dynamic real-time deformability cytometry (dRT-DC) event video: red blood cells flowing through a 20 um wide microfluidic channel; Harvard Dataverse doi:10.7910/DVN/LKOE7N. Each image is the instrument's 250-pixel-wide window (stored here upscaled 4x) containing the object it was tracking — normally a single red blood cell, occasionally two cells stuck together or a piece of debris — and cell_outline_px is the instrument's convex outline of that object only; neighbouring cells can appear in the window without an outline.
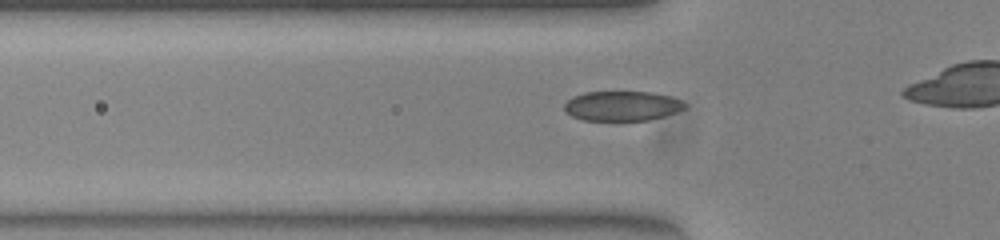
{"species": "common noctule bat (a hibernating species)", "species_latin": "Nyctalus noctula", "temperature_condition": "warm", "stored_images_in_passage": 28, "camera_frame_rate_fps": 3000, "um_per_image_px": 0.085, "animal": {"sex": "female", "body_mass_g": 23.0, "forearm_length_mm": 53.4}, "frame": {"image": 1, "passage_image": 4, "time_ms": 1.0, "image_size_px": [1000, 240], "cell_outline_px": [[688, 104], [684, 108], [676, 112], [664, 116], [648, 120], [584, 120], [572, 116], [564, 112], [564, 104], [572, 96], [584, 92], [652, 92], [668, 96], [680, 100]], "centroid_in_image_um": [52.85, 9.0], "position_along_channel_um": 73.0, "area_um2": 20.87}}
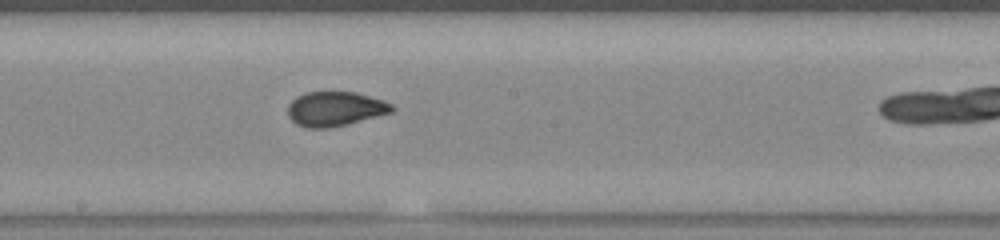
{"frame": {"image": 2, "passage_image": 15, "time_ms": 4.667, "image_size_px": [1000, 240], "cell_outline_px": [[396, 108], [392, 112], [328, 128], [308, 128], [296, 124], [288, 116], [288, 104], [296, 96], [304, 92], [356, 92], [384, 100], [392, 104]], "centroid_in_image_um": [28.47, 9.24], "position_along_channel_um": 219.7, "area_um2": 20.87}}
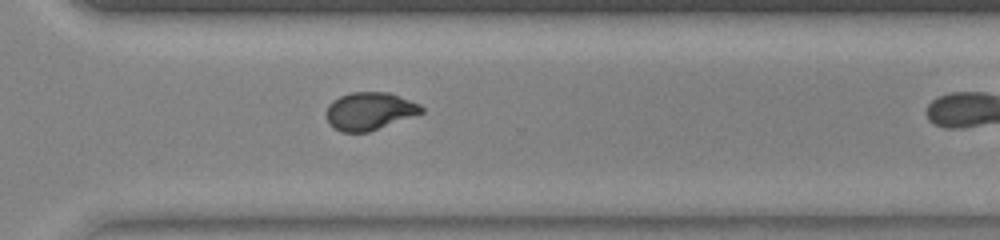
{"frame": {"image": 3, "passage_image": 24, "time_ms": 7.667, "image_size_px": [1000, 240], "cell_outline_px": [[424, 112], [368, 132], [340, 132], [328, 124], [324, 112], [328, 104], [332, 100], [340, 96], [352, 92], [388, 92], [420, 104], [424, 108]], "centroid_in_image_um": [31.36, 9.44], "position_along_channel_um": 339.2, "area_um2": 21.04}}